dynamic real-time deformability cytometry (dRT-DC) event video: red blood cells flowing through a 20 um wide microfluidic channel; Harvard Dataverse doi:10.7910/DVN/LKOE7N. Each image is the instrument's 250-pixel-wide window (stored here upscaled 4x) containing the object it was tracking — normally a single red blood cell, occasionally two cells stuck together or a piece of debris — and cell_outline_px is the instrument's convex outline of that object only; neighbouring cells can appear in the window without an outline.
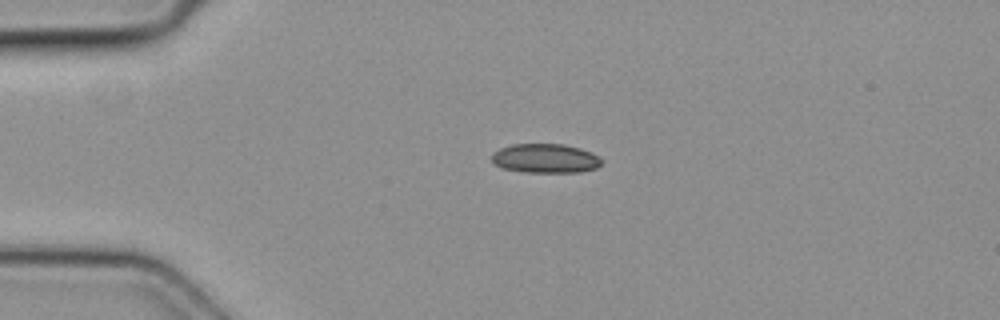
{"species": "common noctule bat (a hibernating species)", "species_latin": "Nyctalus noctula", "temperature_condition": "cold", "stored_images_in_passage": 3, "camera_frame_rate_fps": 3000, "um_per_image_px": 0.085, "animal": {"sex": "female", "body_mass_g": 19.3, "forearm_length_mm": 54.1}, "frame": {"image": 1, "passage_image": 1, "time_ms": 0.0, "image_size_px": [1000, 320], "cell_outline_px": [[604, 160], [596, 168], [580, 172], [524, 172], [500, 168], [492, 164], [492, 152], [500, 148], [512, 144], [564, 144], [580, 148], [592, 152], [600, 156]], "centroid_in_image_um": [46.35, 13.46], "position_along_channel_um": 38.7, "area_um2": 19.02}}
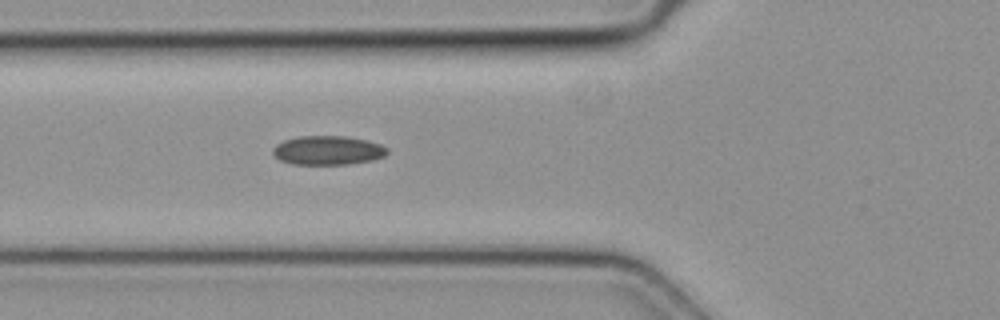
{"frame": {"image": 2, "passage_image": 3, "time_ms": 0.667, "image_size_px": [1000, 320], "cell_outline_px": [[388, 152], [384, 156], [372, 160], [348, 164], [292, 164], [280, 160], [272, 156], [272, 148], [276, 144], [284, 140], [300, 136], [348, 136], [380, 144], [388, 148]], "centroid_in_image_um": [27.83, 12.78], "position_along_channel_um": 98.0, "area_um2": 19.42}}